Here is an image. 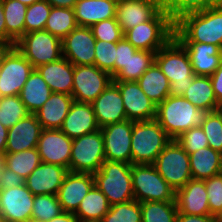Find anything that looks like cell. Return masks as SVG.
Returning <instances> with one entry per match:
<instances>
[{
    "label": "cell",
    "instance_id": "obj_1",
    "mask_svg": "<svg viewBox=\"0 0 222 222\" xmlns=\"http://www.w3.org/2000/svg\"><path fill=\"white\" fill-rule=\"evenodd\" d=\"M178 42L214 44L222 49V7L189 13L174 23Z\"/></svg>",
    "mask_w": 222,
    "mask_h": 222
},
{
    "label": "cell",
    "instance_id": "obj_2",
    "mask_svg": "<svg viewBox=\"0 0 222 222\" xmlns=\"http://www.w3.org/2000/svg\"><path fill=\"white\" fill-rule=\"evenodd\" d=\"M208 111L198 109L183 96L169 95L157 105L155 120L175 140L194 127H201Z\"/></svg>",
    "mask_w": 222,
    "mask_h": 222
},
{
    "label": "cell",
    "instance_id": "obj_3",
    "mask_svg": "<svg viewBox=\"0 0 222 222\" xmlns=\"http://www.w3.org/2000/svg\"><path fill=\"white\" fill-rule=\"evenodd\" d=\"M155 63L170 82V95L182 96L196 76L188 53L174 37L156 52Z\"/></svg>",
    "mask_w": 222,
    "mask_h": 222
},
{
    "label": "cell",
    "instance_id": "obj_4",
    "mask_svg": "<svg viewBox=\"0 0 222 222\" xmlns=\"http://www.w3.org/2000/svg\"><path fill=\"white\" fill-rule=\"evenodd\" d=\"M171 140L155 119L133 121L131 164H153Z\"/></svg>",
    "mask_w": 222,
    "mask_h": 222
},
{
    "label": "cell",
    "instance_id": "obj_5",
    "mask_svg": "<svg viewBox=\"0 0 222 222\" xmlns=\"http://www.w3.org/2000/svg\"><path fill=\"white\" fill-rule=\"evenodd\" d=\"M132 164L105 160L93 173L94 185L107 197L110 205L134 200Z\"/></svg>",
    "mask_w": 222,
    "mask_h": 222
},
{
    "label": "cell",
    "instance_id": "obj_6",
    "mask_svg": "<svg viewBox=\"0 0 222 222\" xmlns=\"http://www.w3.org/2000/svg\"><path fill=\"white\" fill-rule=\"evenodd\" d=\"M174 22L162 8L151 20L124 33L125 39L137 50L158 51L174 37Z\"/></svg>",
    "mask_w": 222,
    "mask_h": 222
},
{
    "label": "cell",
    "instance_id": "obj_7",
    "mask_svg": "<svg viewBox=\"0 0 222 222\" xmlns=\"http://www.w3.org/2000/svg\"><path fill=\"white\" fill-rule=\"evenodd\" d=\"M131 176L136 201H175V190L160 176L153 164H132Z\"/></svg>",
    "mask_w": 222,
    "mask_h": 222
},
{
    "label": "cell",
    "instance_id": "obj_8",
    "mask_svg": "<svg viewBox=\"0 0 222 222\" xmlns=\"http://www.w3.org/2000/svg\"><path fill=\"white\" fill-rule=\"evenodd\" d=\"M15 46L34 68L63 57L62 40L46 30L24 34Z\"/></svg>",
    "mask_w": 222,
    "mask_h": 222
},
{
    "label": "cell",
    "instance_id": "obj_9",
    "mask_svg": "<svg viewBox=\"0 0 222 222\" xmlns=\"http://www.w3.org/2000/svg\"><path fill=\"white\" fill-rule=\"evenodd\" d=\"M105 161L104 138L101 130L73 139L70 172L95 173Z\"/></svg>",
    "mask_w": 222,
    "mask_h": 222
},
{
    "label": "cell",
    "instance_id": "obj_10",
    "mask_svg": "<svg viewBox=\"0 0 222 222\" xmlns=\"http://www.w3.org/2000/svg\"><path fill=\"white\" fill-rule=\"evenodd\" d=\"M160 176L176 191L192 179L189 155L171 140L153 163Z\"/></svg>",
    "mask_w": 222,
    "mask_h": 222
},
{
    "label": "cell",
    "instance_id": "obj_11",
    "mask_svg": "<svg viewBox=\"0 0 222 222\" xmlns=\"http://www.w3.org/2000/svg\"><path fill=\"white\" fill-rule=\"evenodd\" d=\"M113 81L111 75L95 65H74L72 97L92 103Z\"/></svg>",
    "mask_w": 222,
    "mask_h": 222
},
{
    "label": "cell",
    "instance_id": "obj_12",
    "mask_svg": "<svg viewBox=\"0 0 222 222\" xmlns=\"http://www.w3.org/2000/svg\"><path fill=\"white\" fill-rule=\"evenodd\" d=\"M34 69L15 46L0 67V97L19 95Z\"/></svg>",
    "mask_w": 222,
    "mask_h": 222
},
{
    "label": "cell",
    "instance_id": "obj_13",
    "mask_svg": "<svg viewBox=\"0 0 222 222\" xmlns=\"http://www.w3.org/2000/svg\"><path fill=\"white\" fill-rule=\"evenodd\" d=\"M104 138L105 160L131 164V136L133 121L106 125L100 128Z\"/></svg>",
    "mask_w": 222,
    "mask_h": 222
},
{
    "label": "cell",
    "instance_id": "obj_14",
    "mask_svg": "<svg viewBox=\"0 0 222 222\" xmlns=\"http://www.w3.org/2000/svg\"><path fill=\"white\" fill-rule=\"evenodd\" d=\"M73 139L60 129H42L38 143L42 162L56 164L70 171V159Z\"/></svg>",
    "mask_w": 222,
    "mask_h": 222
},
{
    "label": "cell",
    "instance_id": "obj_15",
    "mask_svg": "<svg viewBox=\"0 0 222 222\" xmlns=\"http://www.w3.org/2000/svg\"><path fill=\"white\" fill-rule=\"evenodd\" d=\"M113 82L119 88L128 120L149 121L156 118L157 105L146 96L137 81Z\"/></svg>",
    "mask_w": 222,
    "mask_h": 222
},
{
    "label": "cell",
    "instance_id": "obj_16",
    "mask_svg": "<svg viewBox=\"0 0 222 222\" xmlns=\"http://www.w3.org/2000/svg\"><path fill=\"white\" fill-rule=\"evenodd\" d=\"M34 195L25 184L0 189V214L4 222H28L31 220Z\"/></svg>",
    "mask_w": 222,
    "mask_h": 222
},
{
    "label": "cell",
    "instance_id": "obj_17",
    "mask_svg": "<svg viewBox=\"0 0 222 222\" xmlns=\"http://www.w3.org/2000/svg\"><path fill=\"white\" fill-rule=\"evenodd\" d=\"M95 44L90 27L77 26L62 40V56L73 65H94Z\"/></svg>",
    "mask_w": 222,
    "mask_h": 222
},
{
    "label": "cell",
    "instance_id": "obj_18",
    "mask_svg": "<svg viewBox=\"0 0 222 222\" xmlns=\"http://www.w3.org/2000/svg\"><path fill=\"white\" fill-rule=\"evenodd\" d=\"M162 8V0H117L116 20L125 33L151 20Z\"/></svg>",
    "mask_w": 222,
    "mask_h": 222
},
{
    "label": "cell",
    "instance_id": "obj_19",
    "mask_svg": "<svg viewBox=\"0 0 222 222\" xmlns=\"http://www.w3.org/2000/svg\"><path fill=\"white\" fill-rule=\"evenodd\" d=\"M93 186L94 177L92 173L69 171L57 194L63 212L75 213Z\"/></svg>",
    "mask_w": 222,
    "mask_h": 222
},
{
    "label": "cell",
    "instance_id": "obj_20",
    "mask_svg": "<svg viewBox=\"0 0 222 222\" xmlns=\"http://www.w3.org/2000/svg\"><path fill=\"white\" fill-rule=\"evenodd\" d=\"M68 172L63 166L41 162L25 179V185L34 196L57 195Z\"/></svg>",
    "mask_w": 222,
    "mask_h": 222
},
{
    "label": "cell",
    "instance_id": "obj_21",
    "mask_svg": "<svg viewBox=\"0 0 222 222\" xmlns=\"http://www.w3.org/2000/svg\"><path fill=\"white\" fill-rule=\"evenodd\" d=\"M91 104L100 128L127 120L122 96L113 81Z\"/></svg>",
    "mask_w": 222,
    "mask_h": 222
},
{
    "label": "cell",
    "instance_id": "obj_22",
    "mask_svg": "<svg viewBox=\"0 0 222 222\" xmlns=\"http://www.w3.org/2000/svg\"><path fill=\"white\" fill-rule=\"evenodd\" d=\"M42 129L35 114H28L8 129L5 153L36 148Z\"/></svg>",
    "mask_w": 222,
    "mask_h": 222
},
{
    "label": "cell",
    "instance_id": "obj_23",
    "mask_svg": "<svg viewBox=\"0 0 222 222\" xmlns=\"http://www.w3.org/2000/svg\"><path fill=\"white\" fill-rule=\"evenodd\" d=\"M178 213L187 215H210L205 180L190 179L175 191Z\"/></svg>",
    "mask_w": 222,
    "mask_h": 222
},
{
    "label": "cell",
    "instance_id": "obj_24",
    "mask_svg": "<svg viewBox=\"0 0 222 222\" xmlns=\"http://www.w3.org/2000/svg\"><path fill=\"white\" fill-rule=\"evenodd\" d=\"M179 43L188 53L195 75L210 77L220 66L222 49L219 46L198 42Z\"/></svg>",
    "mask_w": 222,
    "mask_h": 222
},
{
    "label": "cell",
    "instance_id": "obj_25",
    "mask_svg": "<svg viewBox=\"0 0 222 222\" xmlns=\"http://www.w3.org/2000/svg\"><path fill=\"white\" fill-rule=\"evenodd\" d=\"M91 103L73 101L60 128L69 138H77L99 130Z\"/></svg>",
    "mask_w": 222,
    "mask_h": 222
},
{
    "label": "cell",
    "instance_id": "obj_26",
    "mask_svg": "<svg viewBox=\"0 0 222 222\" xmlns=\"http://www.w3.org/2000/svg\"><path fill=\"white\" fill-rule=\"evenodd\" d=\"M52 92L72 96L74 65L64 57L35 68Z\"/></svg>",
    "mask_w": 222,
    "mask_h": 222
},
{
    "label": "cell",
    "instance_id": "obj_27",
    "mask_svg": "<svg viewBox=\"0 0 222 222\" xmlns=\"http://www.w3.org/2000/svg\"><path fill=\"white\" fill-rule=\"evenodd\" d=\"M117 0H78L74 15L78 26L92 25L110 18H116Z\"/></svg>",
    "mask_w": 222,
    "mask_h": 222
},
{
    "label": "cell",
    "instance_id": "obj_28",
    "mask_svg": "<svg viewBox=\"0 0 222 222\" xmlns=\"http://www.w3.org/2000/svg\"><path fill=\"white\" fill-rule=\"evenodd\" d=\"M74 101L71 95L52 92L35 116L43 129H60Z\"/></svg>",
    "mask_w": 222,
    "mask_h": 222
},
{
    "label": "cell",
    "instance_id": "obj_29",
    "mask_svg": "<svg viewBox=\"0 0 222 222\" xmlns=\"http://www.w3.org/2000/svg\"><path fill=\"white\" fill-rule=\"evenodd\" d=\"M192 179L206 180L222 172V154L210 147L189 154Z\"/></svg>",
    "mask_w": 222,
    "mask_h": 222
},
{
    "label": "cell",
    "instance_id": "obj_30",
    "mask_svg": "<svg viewBox=\"0 0 222 222\" xmlns=\"http://www.w3.org/2000/svg\"><path fill=\"white\" fill-rule=\"evenodd\" d=\"M52 91L40 73L34 69L19 94L29 113L35 114L49 99Z\"/></svg>",
    "mask_w": 222,
    "mask_h": 222
},
{
    "label": "cell",
    "instance_id": "obj_31",
    "mask_svg": "<svg viewBox=\"0 0 222 222\" xmlns=\"http://www.w3.org/2000/svg\"><path fill=\"white\" fill-rule=\"evenodd\" d=\"M146 96L156 105L170 95V82L154 62L137 80Z\"/></svg>",
    "mask_w": 222,
    "mask_h": 222
},
{
    "label": "cell",
    "instance_id": "obj_32",
    "mask_svg": "<svg viewBox=\"0 0 222 222\" xmlns=\"http://www.w3.org/2000/svg\"><path fill=\"white\" fill-rule=\"evenodd\" d=\"M182 96L198 109L208 112L217 111L219 102L216 99L212 81L208 76L196 75Z\"/></svg>",
    "mask_w": 222,
    "mask_h": 222
},
{
    "label": "cell",
    "instance_id": "obj_33",
    "mask_svg": "<svg viewBox=\"0 0 222 222\" xmlns=\"http://www.w3.org/2000/svg\"><path fill=\"white\" fill-rule=\"evenodd\" d=\"M110 206L107 197L94 185L83 198L74 215L79 220L100 222Z\"/></svg>",
    "mask_w": 222,
    "mask_h": 222
},
{
    "label": "cell",
    "instance_id": "obj_34",
    "mask_svg": "<svg viewBox=\"0 0 222 222\" xmlns=\"http://www.w3.org/2000/svg\"><path fill=\"white\" fill-rule=\"evenodd\" d=\"M7 42H16L25 34V18L27 5L18 0H2Z\"/></svg>",
    "mask_w": 222,
    "mask_h": 222
},
{
    "label": "cell",
    "instance_id": "obj_35",
    "mask_svg": "<svg viewBox=\"0 0 222 222\" xmlns=\"http://www.w3.org/2000/svg\"><path fill=\"white\" fill-rule=\"evenodd\" d=\"M157 51L137 50L124 67L113 77V81H137L155 62Z\"/></svg>",
    "mask_w": 222,
    "mask_h": 222
},
{
    "label": "cell",
    "instance_id": "obj_36",
    "mask_svg": "<svg viewBox=\"0 0 222 222\" xmlns=\"http://www.w3.org/2000/svg\"><path fill=\"white\" fill-rule=\"evenodd\" d=\"M77 26L72 8L51 7L44 30L63 40Z\"/></svg>",
    "mask_w": 222,
    "mask_h": 222
},
{
    "label": "cell",
    "instance_id": "obj_37",
    "mask_svg": "<svg viewBox=\"0 0 222 222\" xmlns=\"http://www.w3.org/2000/svg\"><path fill=\"white\" fill-rule=\"evenodd\" d=\"M142 222H176L178 209L175 201L140 202Z\"/></svg>",
    "mask_w": 222,
    "mask_h": 222
},
{
    "label": "cell",
    "instance_id": "obj_38",
    "mask_svg": "<svg viewBox=\"0 0 222 222\" xmlns=\"http://www.w3.org/2000/svg\"><path fill=\"white\" fill-rule=\"evenodd\" d=\"M41 162L37 148L17 153H5V167L19 174L24 180Z\"/></svg>",
    "mask_w": 222,
    "mask_h": 222
},
{
    "label": "cell",
    "instance_id": "obj_39",
    "mask_svg": "<svg viewBox=\"0 0 222 222\" xmlns=\"http://www.w3.org/2000/svg\"><path fill=\"white\" fill-rule=\"evenodd\" d=\"M28 114L30 113L19 95L0 97V123L7 129Z\"/></svg>",
    "mask_w": 222,
    "mask_h": 222
},
{
    "label": "cell",
    "instance_id": "obj_40",
    "mask_svg": "<svg viewBox=\"0 0 222 222\" xmlns=\"http://www.w3.org/2000/svg\"><path fill=\"white\" fill-rule=\"evenodd\" d=\"M100 222H142L140 202L134 199L111 205Z\"/></svg>",
    "mask_w": 222,
    "mask_h": 222
},
{
    "label": "cell",
    "instance_id": "obj_41",
    "mask_svg": "<svg viewBox=\"0 0 222 222\" xmlns=\"http://www.w3.org/2000/svg\"><path fill=\"white\" fill-rule=\"evenodd\" d=\"M63 212L57 195H35L31 219L48 222Z\"/></svg>",
    "mask_w": 222,
    "mask_h": 222
},
{
    "label": "cell",
    "instance_id": "obj_42",
    "mask_svg": "<svg viewBox=\"0 0 222 222\" xmlns=\"http://www.w3.org/2000/svg\"><path fill=\"white\" fill-rule=\"evenodd\" d=\"M51 5L46 0H38L29 5L25 18V34L33 31L44 30L51 12Z\"/></svg>",
    "mask_w": 222,
    "mask_h": 222
},
{
    "label": "cell",
    "instance_id": "obj_43",
    "mask_svg": "<svg viewBox=\"0 0 222 222\" xmlns=\"http://www.w3.org/2000/svg\"><path fill=\"white\" fill-rule=\"evenodd\" d=\"M163 9L175 23L182 16L206 9V0H162Z\"/></svg>",
    "mask_w": 222,
    "mask_h": 222
},
{
    "label": "cell",
    "instance_id": "obj_44",
    "mask_svg": "<svg viewBox=\"0 0 222 222\" xmlns=\"http://www.w3.org/2000/svg\"><path fill=\"white\" fill-rule=\"evenodd\" d=\"M201 128L206 134L209 147L222 154V114L218 111L208 112Z\"/></svg>",
    "mask_w": 222,
    "mask_h": 222
},
{
    "label": "cell",
    "instance_id": "obj_45",
    "mask_svg": "<svg viewBox=\"0 0 222 222\" xmlns=\"http://www.w3.org/2000/svg\"><path fill=\"white\" fill-rule=\"evenodd\" d=\"M116 59V43L96 41L94 65L108 72L114 77V64Z\"/></svg>",
    "mask_w": 222,
    "mask_h": 222
},
{
    "label": "cell",
    "instance_id": "obj_46",
    "mask_svg": "<svg viewBox=\"0 0 222 222\" xmlns=\"http://www.w3.org/2000/svg\"><path fill=\"white\" fill-rule=\"evenodd\" d=\"M96 41L117 43L124 37L116 18L100 21L90 27Z\"/></svg>",
    "mask_w": 222,
    "mask_h": 222
},
{
    "label": "cell",
    "instance_id": "obj_47",
    "mask_svg": "<svg viewBox=\"0 0 222 222\" xmlns=\"http://www.w3.org/2000/svg\"><path fill=\"white\" fill-rule=\"evenodd\" d=\"M189 155L201 148L209 147L208 139L201 127H194L182 133L175 139Z\"/></svg>",
    "mask_w": 222,
    "mask_h": 222
},
{
    "label": "cell",
    "instance_id": "obj_48",
    "mask_svg": "<svg viewBox=\"0 0 222 222\" xmlns=\"http://www.w3.org/2000/svg\"><path fill=\"white\" fill-rule=\"evenodd\" d=\"M210 215L216 217L222 211V172L205 180Z\"/></svg>",
    "mask_w": 222,
    "mask_h": 222
},
{
    "label": "cell",
    "instance_id": "obj_49",
    "mask_svg": "<svg viewBox=\"0 0 222 222\" xmlns=\"http://www.w3.org/2000/svg\"><path fill=\"white\" fill-rule=\"evenodd\" d=\"M137 49L128 42L125 37L116 43V59L114 64V76L124 67Z\"/></svg>",
    "mask_w": 222,
    "mask_h": 222
},
{
    "label": "cell",
    "instance_id": "obj_50",
    "mask_svg": "<svg viewBox=\"0 0 222 222\" xmlns=\"http://www.w3.org/2000/svg\"><path fill=\"white\" fill-rule=\"evenodd\" d=\"M23 184H25L23 177L4 167L3 172L0 175V189L19 187Z\"/></svg>",
    "mask_w": 222,
    "mask_h": 222
},
{
    "label": "cell",
    "instance_id": "obj_51",
    "mask_svg": "<svg viewBox=\"0 0 222 222\" xmlns=\"http://www.w3.org/2000/svg\"><path fill=\"white\" fill-rule=\"evenodd\" d=\"M213 90L218 102L222 100V61L216 71L210 76Z\"/></svg>",
    "mask_w": 222,
    "mask_h": 222
},
{
    "label": "cell",
    "instance_id": "obj_52",
    "mask_svg": "<svg viewBox=\"0 0 222 222\" xmlns=\"http://www.w3.org/2000/svg\"><path fill=\"white\" fill-rule=\"evenodd\" d=\"M176 222H219V221L216 217L212 215H187L184 213H178Z\"/></svg>",
    "mask_w": 222,
    "mask_h": 222
},
{
    "label": "cell",
    "instance_id": "obj_53",
    "mask_svg": "<svg viewBox=\"0 0 222 222\" xmlns=\"http://www.w3.org/2000/svg\"><path fill=\"white\" fill-rule=\"evenodd\" d=\"M15 43L0 41V67L4 62L5 57L9 54V52L15 47Z\"/></svg>",
    "mask_w": 222,
    "mask_h": 222
},
{
    "label": "cell",
    "instance_id": "obj_54",
    "mask_svg": "<svg viewBox=\"0 0 222 222\" xmlns=\"http://www.w3.org/2000/svg\"><path fill=\"white\" fill-rule=\"evenodd\" d=\"M48 222H79V219L70 212H62L60 215L52 218Z\"/></svg>",
    "mask_w": 222,
    "mask_h": 222
},
{
    "label": "cell",
    "instance_id": "obj_55",
    "mask_svg": "<svg viewBox=\"0 0 222 222\" xmlns=\"http://www.w3.org/2000/svg\"><path fill=\"white\" fill-rule=\"evenodd\" d=\"M5 22L6 20L3 12V1L0 0V41L7 42V31Z\"/></svg>",
    "mask_w": 222,
    "mask_h": 222
},
{
    "label": "cell",
    "instance_id": "obj_56",
    "mask_svg": "<svg viewBox=\"0 0 222 222\" xmlns=\"http://www.w3.org/2000/svg\"><path fill=\"white\" fill-rule=\"evenodd\" d=\"M52 7L74 8L78 0H46Z\"/></svg>",
    "mask_w": 222,
    "mask_h": 222
},
{
    "label": "cell",
    "instance_id": "obj_57",
    "mask_svg": "<svg viewBox=\"0 0 222 222\" xmlns=\"http://www.w3.org/2000/svg\"><path fill=\"white\" fill-rule=\"evenodd\" d=\"M8 129L0 123V153H5Z\"/></svg>",
    "mask_w": 222,
    "mask_h": 222
},
{
    "label": "cell",
    "instance_id": "obj_58",
    "mask_svg": "<svg viewBox=\"0 0 222 222\" xmlns=\"http://www.w3.org/2000/svg\"><path fill=\"white\" fill-rule=\"evenodd\" d=\"M209 7H222V0H206V9Z\"/></svg>",
    "mask_w": 222,
    "mask_h": 222
},
{
    "label": "cell",
    "instance_id": "obj_59",
    "mask_svg": "<svg viewBox=\"0 0 222 222\" xmlns=\"http://www.w3.org/2000/svg\"><path fill=\"white\" fill-rule=\"evenodd\" d=\"M5 167V153H0V175Z\"/></svg>",
    "mask_w": 222,
    "mask_h": 222
},
{
    "label": "cell",
    "instance_id": "obj_60",
    "mask_svg": "<svg viewBox=\"0 0 222 222\" xmlns=\"http://www.w3.org/2000/svg\"><path fill=\"white\" fill-rule=\"evenodd\" d=\"M18 1H20L22 4H25V5L29 6V5L35 3L38 0H18Z\"/></svg>",
    "mask_w": 222,
    "mask_h": 222
},
{
    "label": "cell",
    "instance_id": "obj_61",
    "mask_svg": "<svg viewBox=\"0 0 222 222\" xmlns=\"http://www.w3.org/2000/svg\"><path fill=\"white\" fill-rule=\"evenodd\" d=\"M217 111L222 114V100L218 103Z\"/></svg>",
    "mask_w": 222,
    "mask_h": 222
},
{
    "label": "cell",
    "instance_id": "obj_62",
    "mask_svg": "<svg viewBox=\"0 0 222 222\" xmlns=\"http://www.w3.org/2000/svg\"><path fill=\"white\" fill-rule=\"evenodd\" d=\"M219 222H222V211L216 216Z\"/></svg>",
    "mask_w": 222,
    "mask_h": 222
},
{
    "label": "cell",
    "instance_id": "obj_63",
    "mask_svg": "<svg viewBox=\"0 0 222 222\" xmlns=\"http://www.w3.org/2000/svg\"><path fill=\"white\" fill-rule=\"evenodd\" d=\"M79 222H98V221H84V220H79Z\"/></svg>",
    "mask_w": 222,
    "mask_h": 222
},
{
    "label": "cell",
    "instance_id": "obj_64",
    "mask_svg": "<svg viewBox=\"0 0 222 222\" xmlns=\"http://www.w3.org/2000/svg\"><path fill=\"white\" fill-rule=\"evenodd\" d=\"M28 222H42V221H36V220L31 219Z\"/></svg>",
    "mask_w": 222,
    "mask_h": 222
},
{
    "label": "cell",
    "instance_id": "obj_65",
    "mask_svg": "<svg viewBox=\"0 0 222 222\" xmlns=\"http://www.w3.org/2000/svg\"><path fill=\"white\" fill-rule=\"evenodd\" d=\"M0 222H4L2 215L0 214Z\"/></svg>",
    "mask_w": 222,
    "mask_h": 222
}]
</instances>
